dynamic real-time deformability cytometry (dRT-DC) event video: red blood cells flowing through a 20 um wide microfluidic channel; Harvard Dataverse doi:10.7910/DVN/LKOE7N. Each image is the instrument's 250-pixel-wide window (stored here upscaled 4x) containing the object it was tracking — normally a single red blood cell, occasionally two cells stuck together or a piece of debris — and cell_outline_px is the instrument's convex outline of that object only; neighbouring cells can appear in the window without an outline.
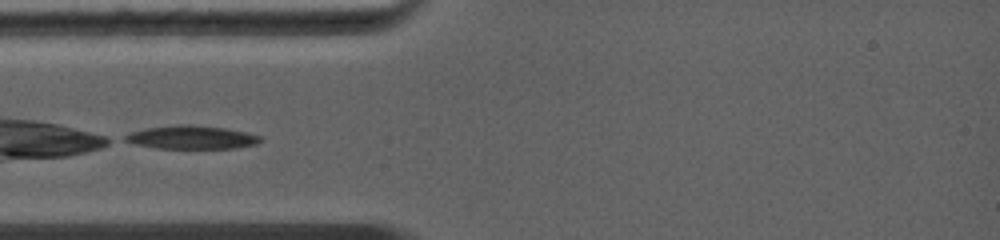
{"species": "common noctule bat (a hibernating species)", "species_latin": "Nyctalus noctula", "temperature_condition": "warm", "stored_images_in_passage": 1, "camera_frame_rate_fps": 5000, "um_per_image_px": 0.085, "animal": {"sex": "female", "body_mass_g": 19.0, "forearm_length_mm": 56.7}, "frame": {"image": 1, "passage_image": 1, "time_ms": 0.0, "image_size_px": [1000, 240], "cell_outline_px": [[264, 140], [256, 144], [232, 148], [156, 148], [136, 144], [124, 140], [124, 136], [132, 132], [144, 128], [176, 124], [188, 124], [224, 128], [244, 132], [260, 136]], "centroid_in_image_um": [16.27, 11.66], "position_along_channel_um": 68.7, "area_um2": 18.26}}